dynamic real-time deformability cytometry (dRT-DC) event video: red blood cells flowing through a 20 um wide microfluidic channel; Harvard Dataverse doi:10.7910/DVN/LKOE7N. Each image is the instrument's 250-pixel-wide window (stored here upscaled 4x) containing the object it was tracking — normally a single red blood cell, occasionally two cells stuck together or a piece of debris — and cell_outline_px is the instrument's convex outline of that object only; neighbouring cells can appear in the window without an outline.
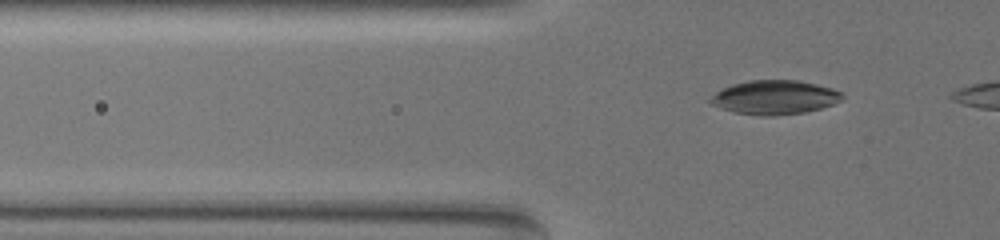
{"species": "common noctule bat (a hibernating species)", "species_latin": "Nyctalus noctula", "temperature_condition": "warm", "stored_images_in_passage": 41, "camera_frame_rate_fps": 3000, "um_per_image_px": 0.085, "animal": {"sex": "female", "body_mass_g": 19.5, "forearm_length_mm": 54.1}, "frame": {"image": 1, "passage_image": 7, "time_ms": 2.0, "image_size_px": [1000, 240], "cell_outline_px": [[844, 100], [820, 108], [804, 112], [772, 116], [760, 116], [732, 112], [712, 104], [708, 100], [716, 92], [732, 84], [748, 80], [796, 80], [816, 84], [832, 88], [840, 92], [844, 96]], "centroid_in_image_um": [65.85, 8.28], "position_along_channel_um": 60.0, "area_um2": 26.13}}
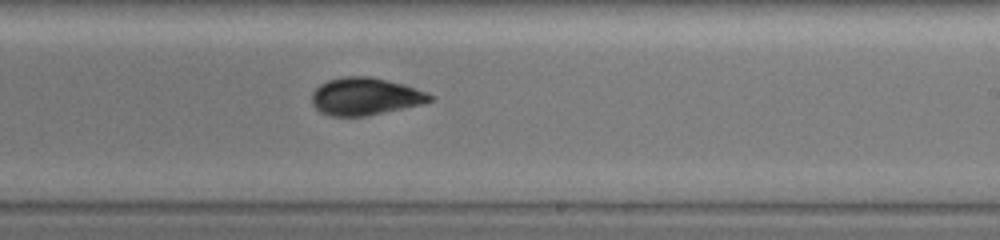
{"frame": {"image": 2, "passage_image": 25, "time_ms": 8.0, "image_size_px": [1000, 240], "cell_outline_px": [[436, 96], [432, 100], [420, 104], [368, 116], [332, 116], [320, 112], [312, 104], [312, 92], [320, 84], [328, 80], [344, 76], [372, 76], [404, 84], [428, 92]], "centroid_in_image_um": [31.05, 8.19], "position_along_channel_um": 257.9, "area_um2": 25.89}}
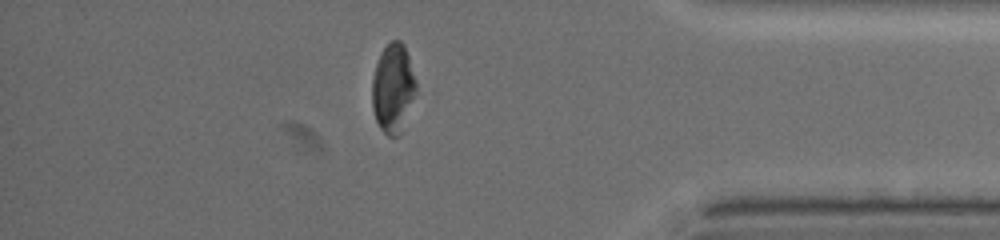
{"frame": {"image": 3, "passage_image": 39, "time_ms": 12.667, "image_size_px": [1000, 240], "cell_outline_px": [[416, 88], [404, 132], [400, 136], [388, 136], [380, 128], [376, 120], [372, 108], [372, 80], [376, 64], [380, 52], [392, 40], [400, 40], [404, 44], [416, 80]], "centroid_in_image_um": [33.41, 7.55], "position_along_channel_um": 401.8, "area_um2": 23.06}}